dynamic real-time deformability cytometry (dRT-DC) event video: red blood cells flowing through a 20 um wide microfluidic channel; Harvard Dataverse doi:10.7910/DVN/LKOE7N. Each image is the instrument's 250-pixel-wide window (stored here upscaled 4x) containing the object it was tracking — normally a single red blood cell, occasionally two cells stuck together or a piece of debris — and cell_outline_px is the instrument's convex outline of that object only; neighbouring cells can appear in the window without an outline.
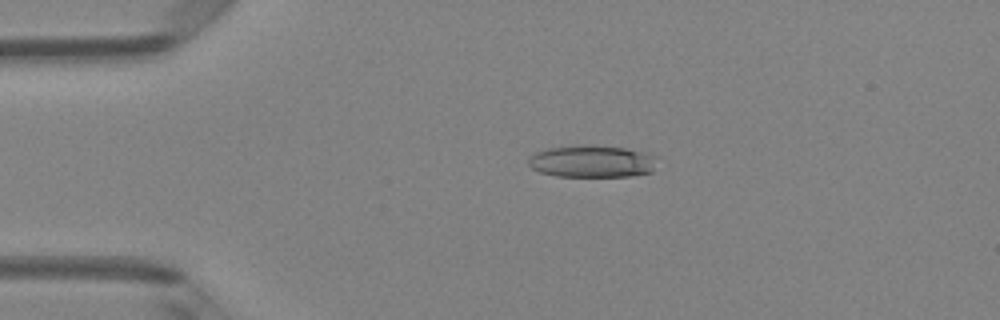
{"species": "Egyptian fruit bat (a non-hibernating species)", "species_latin": "Rousettus aegyptiacus", "temperature_condition": "room temperature", "stored_images_in_passage": 4, "camera_frame_rate_fps": 3000, "um_per_image_px": 0.085, "animal": {"sex": "female"}, "frame": {"image": 1, "passage_image": 3, "time_ms": 0.667, "image_size_px": [1000, 320], "cell_outline_px": [[656, 156], [652, 172], [632, 176], [556, 176], [540, 172], [532, 168], [528, 164], [528, 156], [544, 148], [576, 144], [588, 144], [624, 148], [644, 152]], "centroid_in_image_um": [50.26, 13.7], "position_along_channel_um": 34.7, "area_um2": 24.45}}